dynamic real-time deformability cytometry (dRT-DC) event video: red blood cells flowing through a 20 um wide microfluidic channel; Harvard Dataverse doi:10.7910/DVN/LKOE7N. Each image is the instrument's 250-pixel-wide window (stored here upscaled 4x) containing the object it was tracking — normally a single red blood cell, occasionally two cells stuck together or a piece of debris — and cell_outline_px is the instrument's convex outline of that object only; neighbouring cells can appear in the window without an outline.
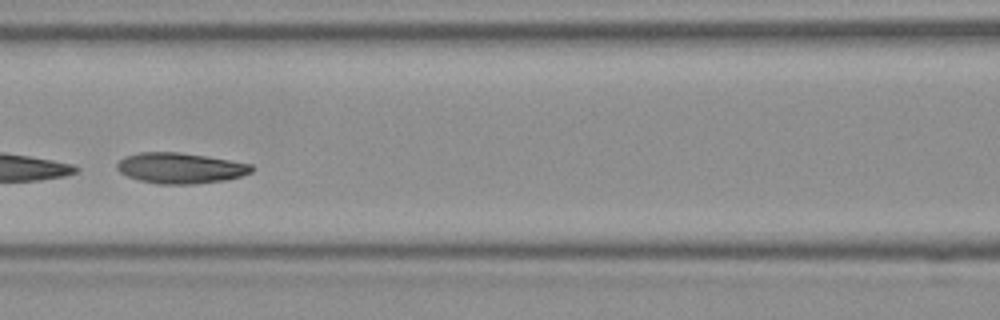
{"species": "Egyptian fruit bat (a non-hibernating species)", "species_latin": "Rousettus aegyptiacus", "temperature_condition": "room temperature", "stored_images_in_passage": 31, "camera_frame_rate_fps": 3000, "um_per_image_px": 0.085, "frame": {"image": 1, "passage_image": 21, "time_ms": 6.667, "image_size_px": [1000, 320], "cell_outline_px": [[256, 168], [252, 172], [240, 176], [224, 180], [196, 184], [160, 184], [140, 180], [128, 176], [120, 172], [116, 168], [116, 164], [124, 156], [140, 152], [180, 152], [252, 164]], "centroid_in_image_um": [15.33, 14.28], "position_along_channel_um": 151.3, "area_um2": 23.99}}
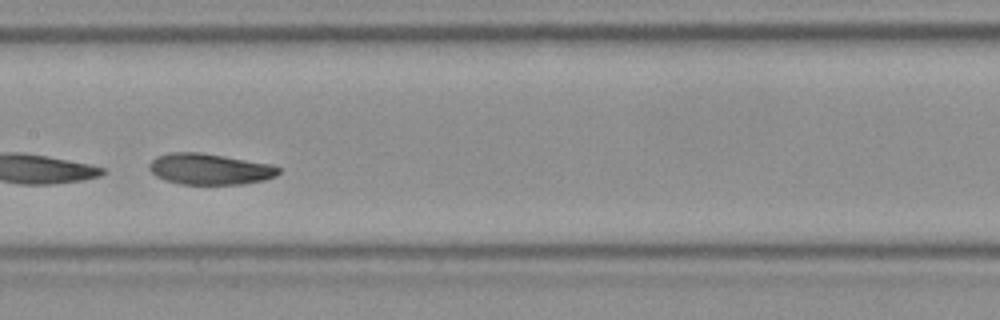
{"frame": {"image": 2, "passage_image": 24, "time_ms": 7.667, "image_size_px": [1000, 320], "cell_outline_px": [[280, 172], [276, 176], [264, 180], [244, 184], [180, 184], [164, 180], [156, 176], [148, 168], [148, 164], [156, 156], [168, 152], [200, 152], [272, 164], [280, 168]], "centroid_in_image_um": [17.81, 14.37], "position_along_channel_um": 189.6, "area_um2": 23.58}}